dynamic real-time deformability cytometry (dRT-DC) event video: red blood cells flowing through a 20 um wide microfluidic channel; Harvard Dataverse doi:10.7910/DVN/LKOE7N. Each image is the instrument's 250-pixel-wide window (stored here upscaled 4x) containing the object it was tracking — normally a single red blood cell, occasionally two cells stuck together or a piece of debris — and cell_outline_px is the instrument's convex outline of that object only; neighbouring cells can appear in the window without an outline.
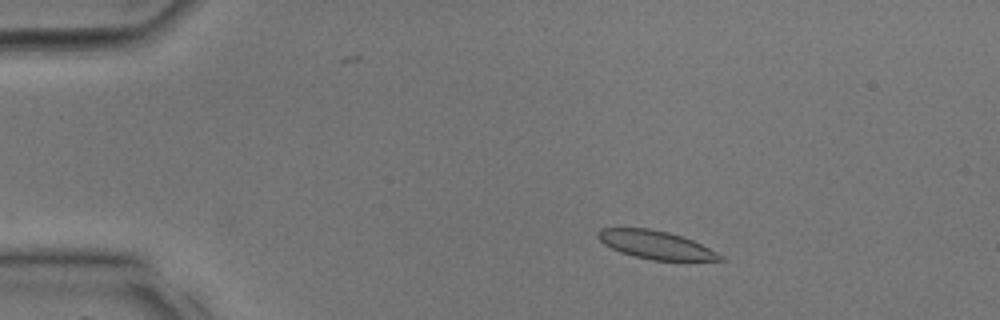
{"species": "common noctule bat (a hibernating species)", "species_latin": "Nyctalus noctula", "temperature_condition": "room temperature", "stored_images_in_passage": 29, "camera_frame_rate_fps": 3000, "um_per_image_px": 0.085, "animal": {"sex": "male", "body_mass_g": 17.9, "forearm_length_mm": 54.2}, "frame": {"image": 1, "passage_image": 1, "time_ms": 0.0, "image_size_px": [1000, 320], "cell_outline_px": [[724, 260], [652, 260], [620, 252], [604, 244], [596, 236], [596, 232], [600, 228], [648, 228], [668, 232], [692, 240], [724, 256]], "centroid_in_image_um": [55.69, 20.8], "position_along_channel_um": 29.3, "area_um2": 19.77}}
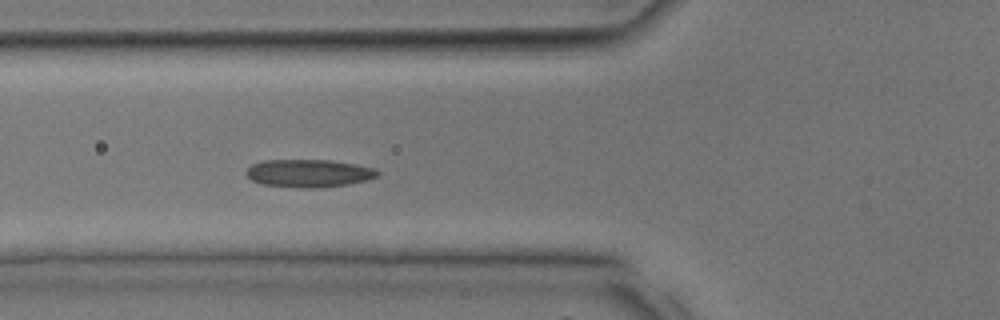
{"frame": {"image": 2, "passage_image": 8, "time_ms": 2.333, "image_size_px": [1000, 320], "cell_outline_px": [[380, 176], [368, 180], [348, 184], [312, 188], [304, 188], [264, 184], [252, 180], [244, 172], [252, 164], [264, 160], [332, 160], [356, 164], [376, 168], [380, 172]], "centroid_in_image_um": [26.3, 14.71], "position_along_channel_um": 99.5, "area_um2": 21.33}}
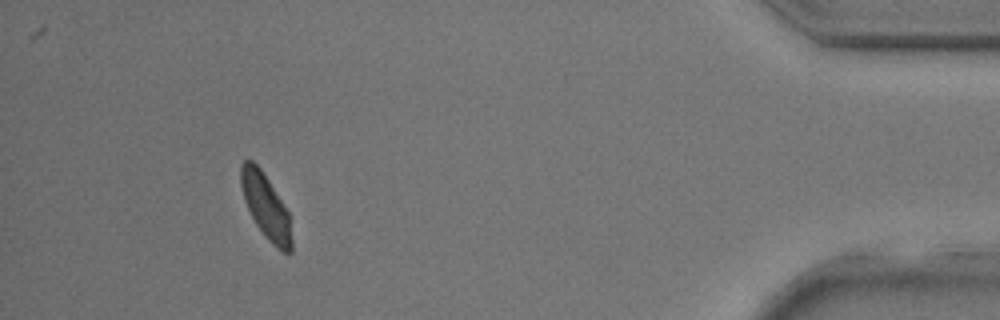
{"frame": {"image": 3, "passage_image": 27, "time_ms": 8.667, "image_size_px": [1000, 320], "cell_outline_px": [[292, 252], [284, 252], [272, 244], [268, 240], [256, 224], [244, 200], [240, 184], [240, 164], [244, 160], [252, 160], [260, 168], [268, 180], [288, 212], [292, 240]], "centroid_in_image_um": [22.57, 17.52], "position_along_channel_um": 412.6, "area_um2": 18.79}}